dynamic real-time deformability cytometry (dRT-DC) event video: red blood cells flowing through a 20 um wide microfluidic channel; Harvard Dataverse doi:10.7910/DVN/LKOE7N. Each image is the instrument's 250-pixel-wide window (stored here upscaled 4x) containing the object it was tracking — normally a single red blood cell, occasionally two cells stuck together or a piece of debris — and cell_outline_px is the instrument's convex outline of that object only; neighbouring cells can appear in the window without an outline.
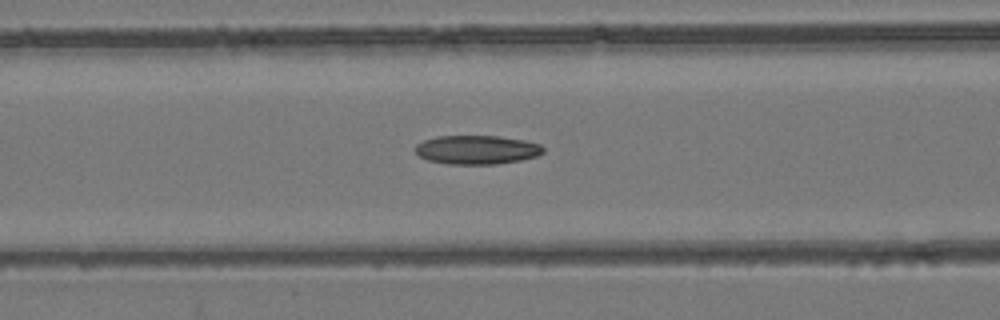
{"species": "common noctule bat (a hibernating species)", "species_latin": "Nyctalus noctula", "temperature_condition": "room temperature", "stored_images_in_passage": 55, "camera_frame_rate_fps": 3000, "um_per_image_px": 0.085, "animal": {"sex": "female", "body_mass_g": 24.6, "forearm_length_mm": 56.2}, "frame": {"image": 1, "passage_image": 23, "time_ms": 7.333, "image_size_px": [1000, 320], "cell_outline_px": [[544, 152], [536, 156], [520, 160], [496, 164], [448, 164], [428, 160], [420, 156], [416, 152], [416, 144], [424, 140], [436, 136], [500, 136], [524, 140], [540, 144], [544, 148]], "centroid_in_image_um": [40.54, 12.72], "position_along_channel_um": 126.1, "area_um2": 21.5}}
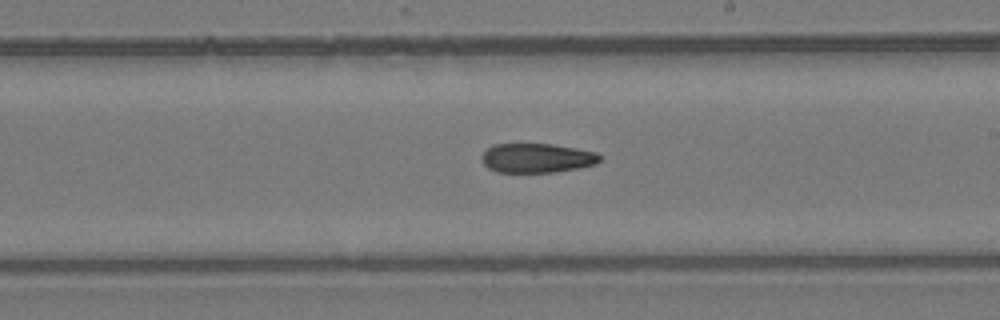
{"frame": {"image": 2, "passage_image": 32, "time_ms": 10.333, "image_size_px": [1000, 320], "cell_outline_px": [[600, 160], [596, 164], [556, 172], [496, 172], [488, 168], [484, 164], [480, 156], [492, 144], [552, 144], [576, 148], [596, 152], [600, 156]], "centroid_in_image_um": [45.61, 13.43], "position_along_channel_um": 243.4, "area_um2": 20.17}}
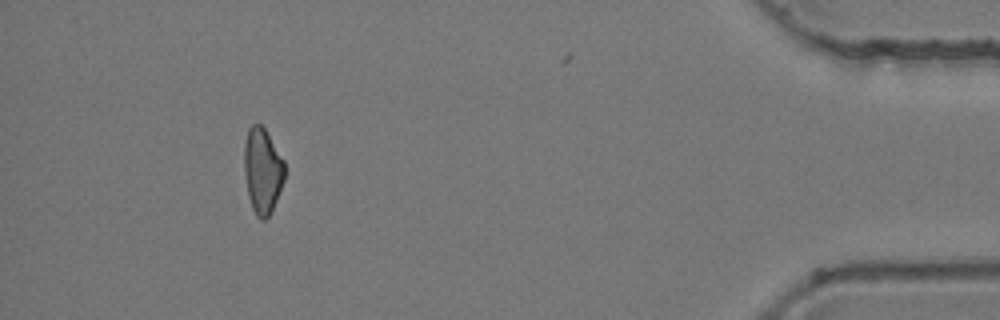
{"frame": {"image": 3, "passage_image": 50, "time_ms": 16.333, "image_size_px": [1000, 320], "cell_outline_px": [[284, 180], [276, 200], [268, 216], [264, 220], [260, 220], [256, 216], [252, 208], [248, 196], [244, 172], [244, 144], [248, 128], [252, 124], [260, 124], [264, 128], [284, 160]], "centroid_in_image_um": [22.29, 14.5], "position_along_channel_um": 412.9, "area_um2": 20.06}}